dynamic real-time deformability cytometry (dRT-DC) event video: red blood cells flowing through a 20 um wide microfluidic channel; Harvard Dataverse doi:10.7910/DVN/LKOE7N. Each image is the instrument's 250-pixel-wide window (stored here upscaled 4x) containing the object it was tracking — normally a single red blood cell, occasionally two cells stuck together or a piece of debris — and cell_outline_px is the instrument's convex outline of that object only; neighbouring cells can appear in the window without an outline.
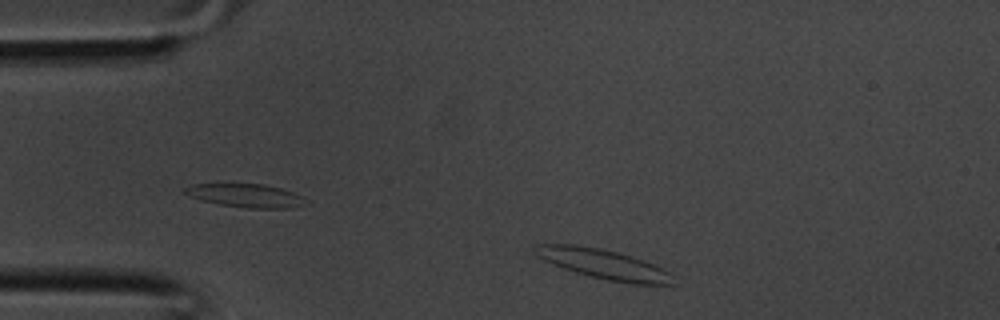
{"species": "common noctule bat (a hibernating species)", "species_latin": "Nyctalus noctula", "temperature_condition": "room temperature", "stored_images_in_passage": 23, "camera_frame_rate_fps": 3000, "um_per_image_px": 0.085, "animal": {"sex": "male", "body_mass_g": 20.1, "forearm_length_mm": 53.5}, "frame": {"image": 1, "passage_image": 1, "time_ms": 0.0, "image_size_px": [1000, 320], "cell_outline_px": [[676, 284], [628, 284], [608, 280], [576, 272], [552, 264], [536, 256], [532, 252], [532, 248], [536, 244], [572, 244], [600, 248], [632, 256], [652, 264], [668, 272]], "centroid_in_image_um": [51.23, 22.44], "position_along_channel_um": 33.8, "area_um2": 23.7}}
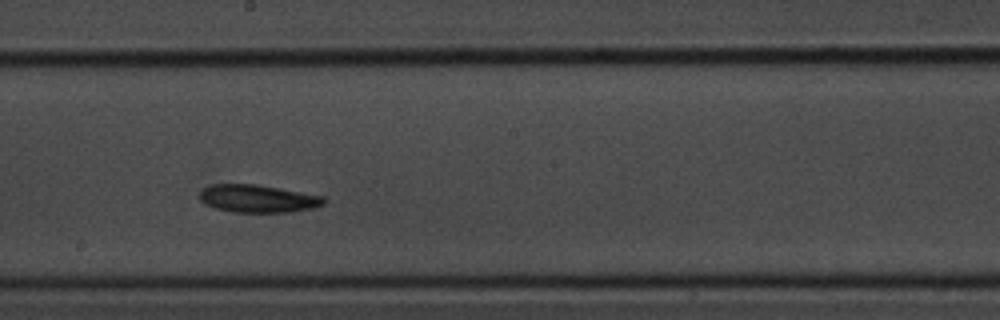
{"frame": {"image": 2, "passage_image": 14, "time_ms": 4.333, "image_size_px": [1000, 320], "cell_outline_px": [[328, 200], [324, 204], [312, 208], [288, 212], [232, 212], [216, 208], [204, 204], [200, 200], [200, 192], [208, 184], [256, 184], [324, 196]], "centroid_in_image_um": [21.91, 16.88], "position_along_channel_um": 226.3, "area_um2": 20.11}}
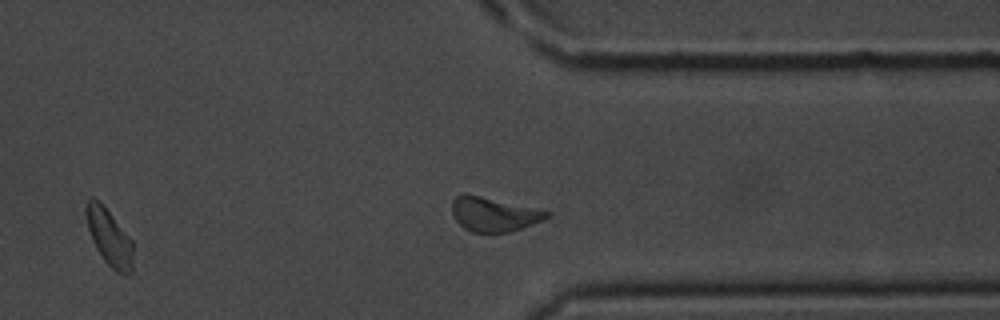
{"frame": {"image": 3, "passage_image": 22, "time_ms": 7.0, "image_size_px": [1000, 320], "cell_outline_px": [[132, 272], [124, 276], [116, 272], [104, 260], [96, 248], [92, 240], [88, 228], [88, 200], [92, 196], [108, 212], [132, 240]], "centroid_in_image_um": [9.33, 20.28], "position_along_channel_um": 402.1, "area_um2": 14.74}}